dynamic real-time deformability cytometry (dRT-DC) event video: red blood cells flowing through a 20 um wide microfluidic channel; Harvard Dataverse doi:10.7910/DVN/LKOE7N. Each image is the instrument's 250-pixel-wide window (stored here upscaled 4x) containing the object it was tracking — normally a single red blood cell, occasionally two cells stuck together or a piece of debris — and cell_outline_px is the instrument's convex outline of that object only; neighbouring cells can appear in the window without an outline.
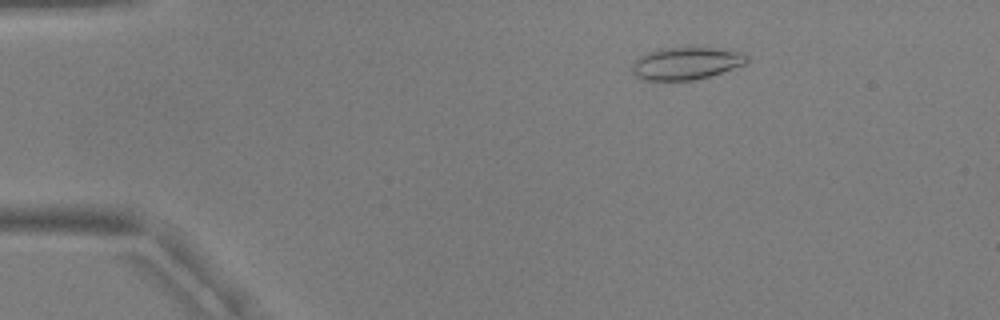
{"species": "common noctule bat (a hibernating species)", "species_latin": "Nyctalus noctula", "temperature_condition": "warm", "stored_images_in_passage": 53, "camera_frame_rate_fps": 3000, "um_per_image_px": 0.085, "animal": {"sex": "male", "body_mass_g": 17.9, "forearm_length_mm": 54.2}, "frame": {"image": 1, "passage_image": 9, "time_ms": 2.667, "image_size_px": [1000, 320], "cell_outline_px": [[748, 60], [744, 64], [696, 80], [644, 80], [636, 76], [632, 72], [632, 64], [640, 56], [648, 52], [660, 48], [688, 44], [744, 52], [748, 56]], "centroid_in_image_um": [58.31, 5.33], "position_along_channel_um": 26.7, "area_um2": 22.25}}
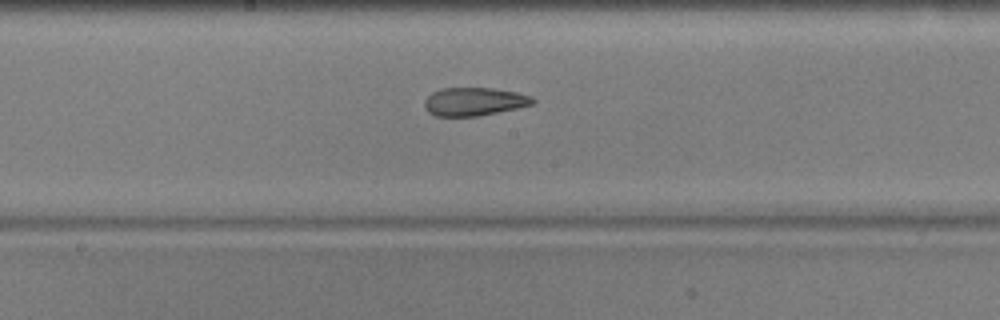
{"frame": {"image": 2, "passage_image": 29, "time_ms": 9.333, "image_size_px": [1000, 320], "cell_outline_px": [[536, 100], [532, 104], [516, 108], [476, 116], [436, 116], [428, 112], [424, 108], [424, 100], [432, 92], [440, 88], [492, 88], [516, 92], [532, 96]], "centroid_in_image_um": [40.27, 8.63], "position_along_channel_um": 207.9, "area_um2": 17.74}}
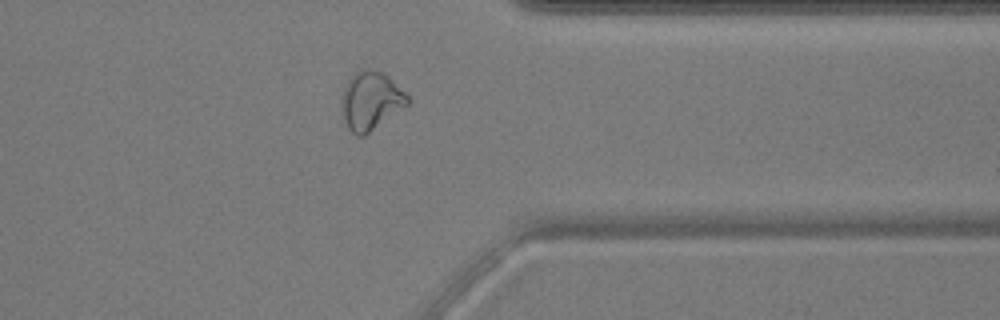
{"frame": {"image": 3, "passage_image": 43, "time_ms": 14.0, "image_size_px": [1000, 320], "cell_outline_px": [[408, 104], [364, 136], [356, 136], [348, 128], [344, 120], [340, 96], [348, 80], [360, 68], [380, 72], [388, 76], [408, 96]], "centroid_in_image_um": [31.48, 8.57], "position_along_channel_um": 379.9, "area_um2": 22.02}, "authors_computed_cell_mechanics": {"area_um2": 20.6924, "velocity_mm_per_s": 3.7987, "shape_relaxation_time_tau1_ms": null, "shape_relaxation_time_tau2_ms": 2.1759, "deformation_change_tau1": null, "deformation_change_tau2": 0.091}}